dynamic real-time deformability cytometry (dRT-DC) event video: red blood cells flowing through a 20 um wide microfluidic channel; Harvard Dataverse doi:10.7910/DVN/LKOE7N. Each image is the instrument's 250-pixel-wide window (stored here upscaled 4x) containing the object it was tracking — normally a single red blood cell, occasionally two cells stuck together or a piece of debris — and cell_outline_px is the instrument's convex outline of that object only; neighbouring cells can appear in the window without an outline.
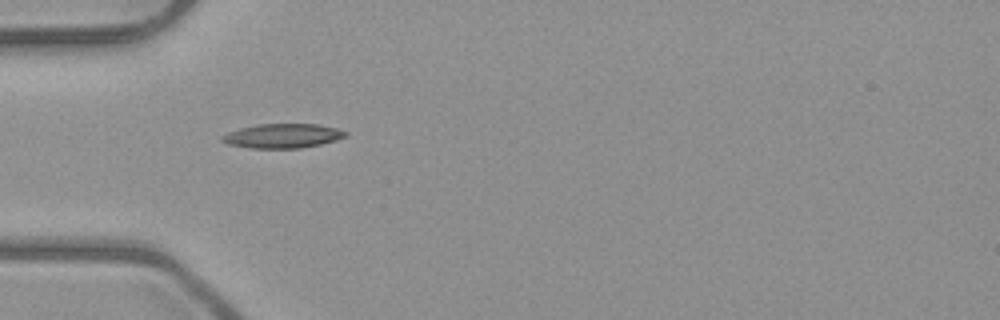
{"species": "common noctule bat (a hibernating species)", "species_latin": "Nyctalus noctula", "temperature_condition": "room temperature", "stored_images_in_passage": 7, "camera_frame_rate_fps": 3000, "um_per_image_px": 0.085, "animal": {"sex": "male", "body_mass_g": 23.1, "forearm_length_mm": 52.7}, "frame": {"image": 1, "passage_image": 5, "time_ms": 4.667, "image_size_px": [1000, 320], "cell_outline_px": [[348, 136], [336, 140], [320, 144], [300, 148], [252, 148], [228, 144], [220, 140], [220, 136], [228, 132], [240, 128], [256, 124], [316, 124], [336, 128], [348, 132]], "centroid_in_image_um": [24.01, 11.54], "position_along_channel_um": 61.0, "area_um2": 17.51}}
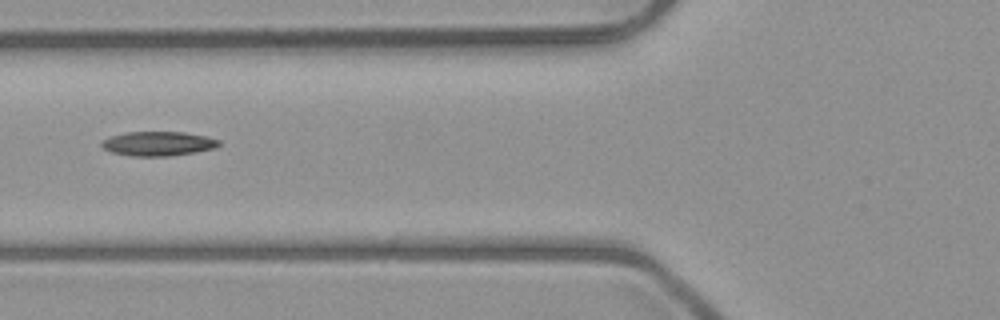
{"frame": {"image": 2, "passage_image": 6, "time_ms": 6.0, "image_size_px": [1000, 320], "cell_outline_px": [[220, 144], [216, 148], [196, 152], [168, 156], [132, 156], [112, 152], [104, 148], [100, 144], [100, 140], [112, 136], [128, 132], [184, 132], [208, 136], [220, 140]], "centroid_in_image_um": [13.47, 12.21], "position_along_channel_um": 112.3, "area_um2": 16.7}}
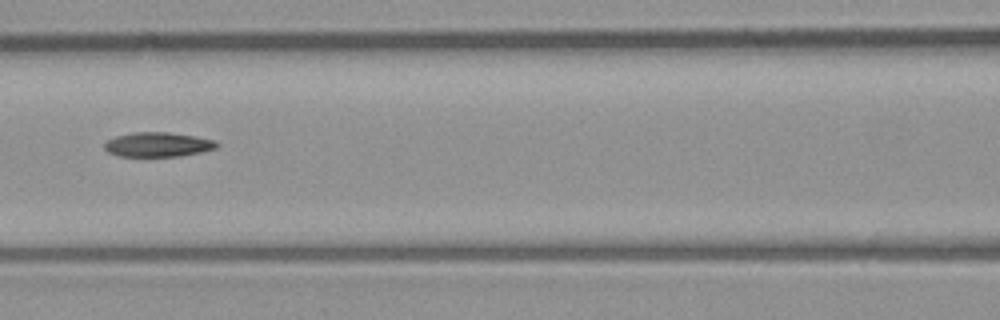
{"frame": {"image": 3, "passage_image": 7, "time_ms": 7.0, "image_size_px": [1000, 320], "cell_outline_px": [[220, 144], [216, 148], [200, 152], [176, 156], [120, 156], [108, 152], [104, 148], [104, 144], [108, 140], [116, 136], [132, 132], [168, 132], [216, 140]], "centroid_in_image_um": [13.41, 12.28], "position_along_channel_um": 153.2, "area_um2": 15.9}}